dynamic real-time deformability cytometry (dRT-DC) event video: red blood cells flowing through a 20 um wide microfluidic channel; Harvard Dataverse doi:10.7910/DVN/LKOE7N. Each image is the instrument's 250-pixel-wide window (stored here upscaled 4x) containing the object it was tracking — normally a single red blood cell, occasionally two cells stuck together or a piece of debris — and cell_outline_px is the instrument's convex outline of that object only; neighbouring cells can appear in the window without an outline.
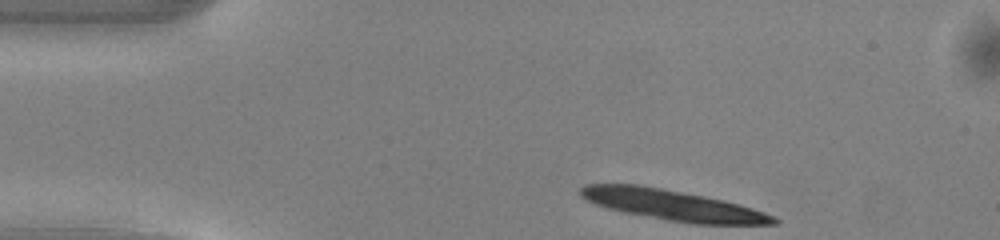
{"species": "common noctule bat (a hibernating species)", "species_latin": "Nyctalus noctula", "temperature_condition": "warm", "stored_images_in_passage": 7, "camera_frame_rate_fps": 3000, "um_per_image_px": 0.085, "animal": {"sex": "male", "body_mass_g": 13.0, "forearm_length_mm": 53.1}, "frame": {"image": 1, "passage_image": 1, "time_ms": 0.0, "image_size_px": [1000, 240], "cell_outline_px": [[780, 220], [776, 224], [692, 224], [668, 220], [624, 212], [608, 208], [596, 204], [580, 196], [580, 188], [584, 184], [640, 184], [704, 196], [724, 200], [740, 204], [764, 212]], "centroid_in_image_um": [57.18, 17.43], "position_along_channel_um": 27.8, "area_um2": 34.1}}